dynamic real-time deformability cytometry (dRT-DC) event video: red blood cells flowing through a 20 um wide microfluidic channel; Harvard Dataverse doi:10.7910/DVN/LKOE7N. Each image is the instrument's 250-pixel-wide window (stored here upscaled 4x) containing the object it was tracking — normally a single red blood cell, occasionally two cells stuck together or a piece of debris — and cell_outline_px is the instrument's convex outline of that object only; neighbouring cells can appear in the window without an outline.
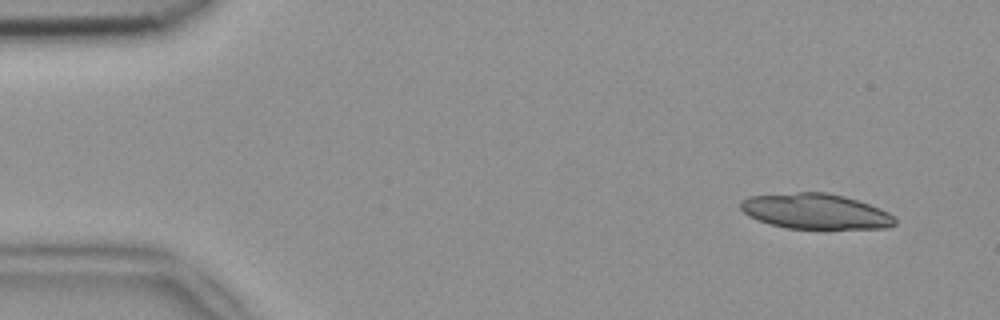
{"species": "common noctule bat (a hibernating species)", "species_latin": "Nyctalus noctula", "temperature_condition": "room temperature", "stored_images_in_passage": 5, "camera_frame_rate_fps": 3000, "um_per_image_px": 0.085, "animal": {"sex": "female", "body_mass_g": 18.4}, "frame": {"image": 1, "passage_image": 1, "time_ms": 0.0, "image_size_px": [1000, 320], "cell_outline_px": [[896, 224], [888, 228], [784, 228], [768, 224], [748, 216], [740, 208], [740, 200], [748, 196], [800, 192], [828, 192], [844, 196], [880, 208], [888, 212], [896, 220]], "centroid_in_image_um": [69.28, 17.96], "position_along_channel_um": 15.7, "area_um2": 31.79}}
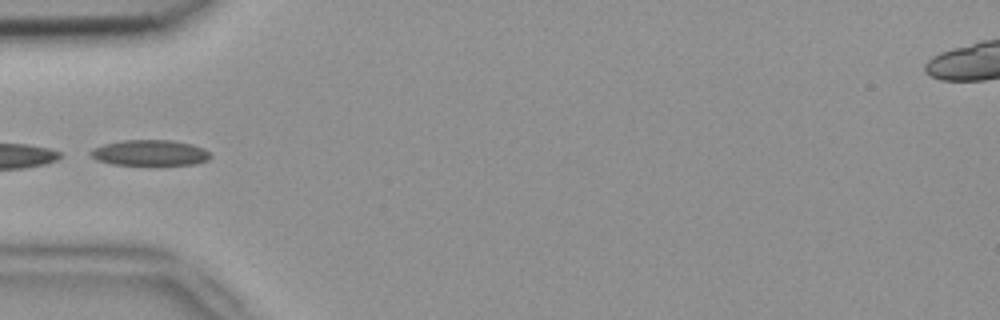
{"frame": {"image": 2, "passage_image": 5, "time_ms": 1.333, "image_size_px": [1000, 320], "cell_outline_px": [[212, 156], [208, 160], [196, 164], [112, 164], [96, 160], [88, 152], [92, 148], [104, 144], [124, 140], [172, 140], [192, 144], [204, 148]], "centroid_in_image_um": [12.74, 12.98], "position_along_channel_um": 72.3, "area_um2": 17.86}}